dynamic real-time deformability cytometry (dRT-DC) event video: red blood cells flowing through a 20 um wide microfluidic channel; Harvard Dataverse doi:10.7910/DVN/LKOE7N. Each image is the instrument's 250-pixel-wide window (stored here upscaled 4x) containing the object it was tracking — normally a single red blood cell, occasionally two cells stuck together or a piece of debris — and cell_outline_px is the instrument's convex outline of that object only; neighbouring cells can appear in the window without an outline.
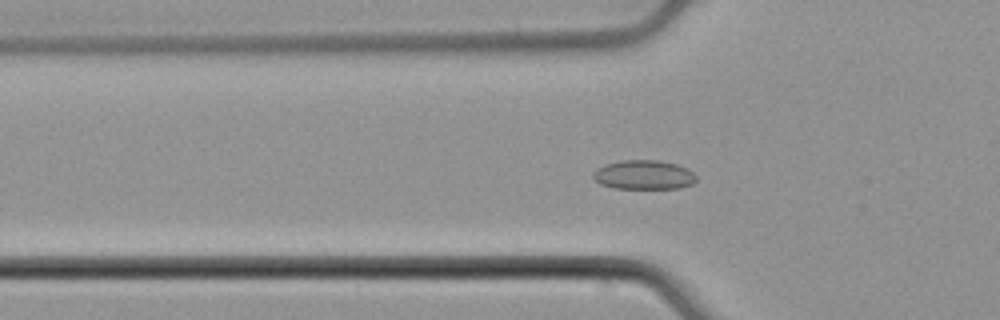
{"species": "common noctule bat (a hibernating species)", "species_latin": "Nyctalus noctula", "temperature_condition": "cold", "stored_images_in_passage": 41, "camera_frame_rate_fps": 3000, "um_per_image_px": 0.085, "animal": {"sex": "male", "body_mass_g": 21.5, "forearm_length_mm": 52.0}, "frame": {"image": 1, "passage_image": 5, "time_ms": 1.333, "image_size_px": [1000, 320], "cell_outline_px": [[696, 180], [692, 184], [680, 188], [612, 188], [600, 184], [592, 176], [592, 172], [596, 168], [604, 164], [620, 160], [660, 160], [676, 164], [688, 168], [696, 176]], "centroid_in_image_um": [54.7, 14.85], "position_along_channel_um": 71.1, "area_um2": 17.74}}
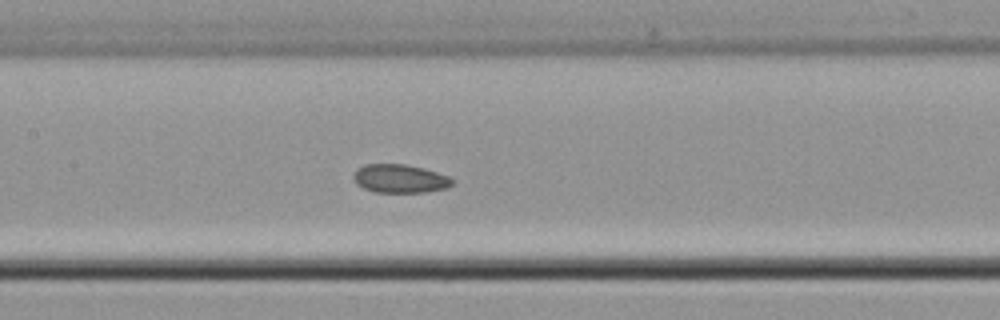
{"frame": {"image": 2, "passage_image": 13, "time_ms": 4.0, "image_size_px": [1000, 320], "cell_outline_px": [[456, 180], [448, 188], [424, 192], [376, 192], [364, 188], [356, 184], [352, 176], [356, 168], [364, 164], [404, 164], [424, 168], [448, 176]], "centroid_in_image_um": [33.98, 15.18], "position_along_channel_um": 173.4, "area_um2": 16.53}}
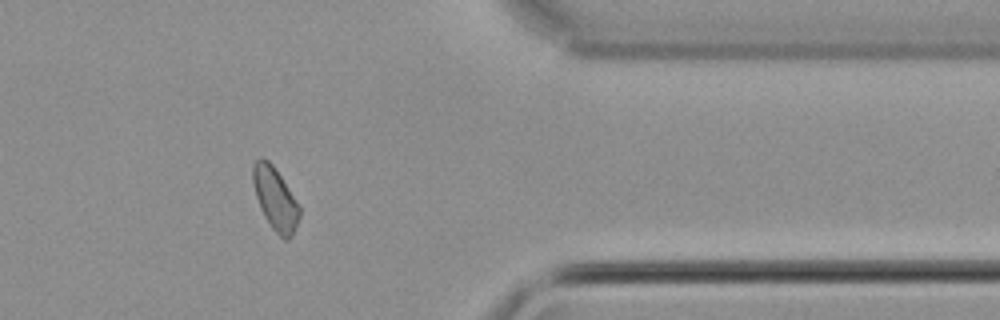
{"frame": {"image": 3, "passage_image": 31, "time_ms": 10.0, "image_size_px": [1000, 320], "cell_outline_px": [[300, 216], [292, 236], [288, 240], [284, 240], [272, 228], [264, 216], [260, 208], [256, 196], [252, 180], [252, 164], [260, 156], [268, 160], [272, 164], [300, 204]], "centroid_in_image_um": [23.4, 16.88], "position_along_channel_um": 388.0, "area_um2": 17.11}}